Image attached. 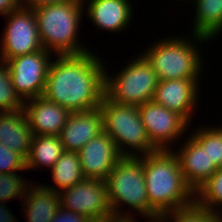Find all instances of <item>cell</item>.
<instances>
[{"label":"cell","instance_id":"1","mask_svg":"<svg viewBox=\"0 0 222 222\" xmlns=\"http://www.w3.org/2000/svg\"><path fill=\"white\" fill-rule=\"evenodd\" d=\"M89 49L83 54L56 55L49 66L42 96L70 113L98 108L105 95L106 63Z\"/></svg>","mask_w":222,"mask_h":222},{"label":"cell","instance_id":"2","mask_svg":"<svg viewBox=\"0 0 222 222\" xmlns=\"http://www.w3.org/2000/svg\"><path fill=\"white\" fill-rule=\"evenodd\" d=\"M145 186L150 206L161 216L195 202L173 150H157L143 155Z\"/></svg>","mask_w":222,"mask_h":222},{"label":"cell","instance_id":"3","mask_svg":"<svg viewBox=\"0 0 222 222\" xmlns=\"http://www.w3.org/2000/svg\"><path fill=\"white\" fill-rule=\"evenodd\" d=\"M172 36L157 38L156 42L153 40V43L148 44V48H144L145 51L139 54L151 65L160 81L195 79L201 85L199 81L204 72L205 62L199 48L211 41L193 33L190 37L185 35V38L183 34V37L175 34Z\"/></svg>","mask_w":222,"mask_h":222},{"label":"cell","instance_id":"4","mask_svg":"<svg viewBox=\"0 0 222 222\" xmlns=\"http://www.w3.org/2000/svg\"><path fill=\"white\" fill-rule=\"evenodd\" d=\"M105 181L108 201L114 217L129 218L137 222L138 220L134 217V212H136V217L139 213L148 220L147 222L159 220L160 215L150 206L147 197L143 155L139 157L122 156ZM124 207L133 209V212L124 210Z\"/></svg>","mask_w":222,"mask_h":222},{"label":"cell","instance_id":"5","mask_svg":"<svg viewBox=\"0 0 222 222\" xmlns=\"http://www.w3.org/2000/svg\"><path fill=\"white\" fill-rule=\"evenodd\" d=\"M33 10L45 50L54 56L77 55L90 51L78 38L85 15L82 1L46 4Z\"/></svg>","mask_w":222,"mask_h":222},{"label":"cell","instance_id":"6","mask_svg":"<svg viewBox=\"0 0 222 222\" xmlns=\"http://www.w3.org/2000/svg\"><path fill=\"white\" fill-rule=\"evenodd\" d=\"M99 109L103 131L113 139L122 156L139 157L157 151L149 140L138 106L119 104L104 95Z\"/></svg>","mask_w":222,"mask_h":222},{"label":"cell","instance_id":"7","mask_svg":"<svg viewBox=\"0 0 222 222\" xmlns=\"http://www.w3.org/2000/svg\"><path fill=\"white\" fill-rule=\"evenodd\" d=\"M105 69V95L119 104L139 106L152 101L159 79L140 54L123 65L114 75Z\"/></svg>","mask_w":222,"mask_h":222},{"label":"cell","instance_id":"8","mask_svg":"<svg viewBox=\"0 0 222 222\" xmlns=\"http://www.w3.org/2000/svg\"><path fill=\"white\" fill-rule=\"evenodd\" d=\"M0 41V60L43 50L34 10L24 6L9 12Z\"/></svg>","mask_w":222,"mask_h":222},{"label":"cell","instance_id":"9","mask_svg":"<svg viewBox=\"0 0 222 222\" xmlns=\"http://www.w3.org/2000/svg\"><path fill=\"white\" fill-rule=\"evenodd\" d=\"M59 195L61 207L82 214L93 222L114 217L108 201L106 181L84 178Z\"/></svg>","mask_w":222,"mask_h":222},{"label":"cell","instance_id":"10","mask_svg":"<svg viewBox=\"0 0 222 222\" xmlns=\"http://www.w3.org/2000/svg\"><path fill=\"white\" fill-rule=\"evenodd\" d=\"M52 57L43 49L7 61L12 85L24 102L43 95Z\"/></svg>","mask_w":222,"mask_h":222},{"label":"cell","instance_id":"11","mask_svg":"<svg viewBox=\"0 0 222 222\" xmlns=\"http://www.w3.org/2000/svg\"><path fill=\"white\" fill-rule=\"evenodd\" d=\"M138 107L149 140L157 150H173L172 145L180 142L190 128L191 124L181 115L153 100Z\"/></svg>","mask_w":222,"mask_h":222},{"label":"cell","instance_id":"12","mask_svg":"<svg viewBox=\"0 0 222 222\" xmlns=\"http://www.w3.org/2000/svg\"><path fill=\"white\" fill-rule=\"evenodd\" d=\"M199 89L200 84L195 79L159 80L153 101L175 111L190 124L198 110Z\"/></svg>","mask_w":222,"mask_h":222},{"label":"cell","instance_id":"13","mask_svg":"<svg viewBox=\"0 0 222 222\" xmlns=\"http://www.w3.org/2000/svg\"><path fill=\"white\" fill-rule=\"evenodd\" d=\"M78 155L84 178L103 181L122 157L113 139L104 131L84 145Z\"/></svg>","mask_w":222,"mask_h":222},{"label":"cell","instance_id":"14","mask_svg":"<svg viewBox=\"0 0 222 222\" xmlns=\"http://www.w3.org/2000/svg\"><path fill=\"white\" fill-rule=\"evenodd\" d=\"M86 13L96 28L107 32L126 31L133 19V4L130 0H82Z\"/></svg>","mask_w":222,"mask_h":222},{"label":"cell","instance_id":"15","mask_svg":"<svg viewBox=\"0 0 222 222\" xmlns=\"http://www.w3.org/2000/svg\"><path fill=\"white\" fill-rule=\"evenodd\" d=\"M182 142L179 143L181 146L176 147L178 149L173 147V151L177 155L185 182L196 193L218 168L210 161L206 149L191 136Z\"/></svg>","mask_w":222,"mask_h":222},{"label":"cell","instance_id":"16","mask_svg":"<svg viewBox=\"0 0 222 222\" xmlns=\"http://www.w3.org/2000/svg\"><path fill=\"white\" fill-rule=\"evenodd\" d=\"M103 132V117L98 108L71 113L59 137L67 152H79L91 139Z\"/></svg>","mask_w":222,"mask_h":222},{"label":"cell","instance_id":"17","mask_svg":"<svg viewBox=\"0 0 222 222\" xmlns=\"http://www.w3.org/2000/svg\"><path fill=\"white\" fill-rule=\"evenodd\" d=\"M24 110L33 135L59 136L71 114L61 105L43 96L26 101Z\"/></svg>","mask_w":222,"mask_h":222},{"label":"cell","instance_id":"18","mask_svg":"<svg viewBox=\"0 0 222 222\" xmlns=\"http://www.w3.org/2000/svg\"><path fill=\"white\" fill-rule=\"evenodd\" d=\"M33 133L26 112H0V143L27 158Z\"/></svg>","mask_w":222,"mask_h":222},{"label":"cell","instance_id":"19","mask_svg":"<svg viewBox=\"0 0 222 222\" xmlns=\"http://www.w3.org/2000/svg\"><path fill=\"white\" fill-rule=\"evenodd\" d=\"M35 183L27 188L21 201L24 218L27 222H51L61 207L60 195Z\"/></svg>","mask_w":222,"mask_h":222},{"label":"cell","instance_id":"20","mask_svg":"<svg viewBox=\"0 0 222 222\" xmlns=\"http://www.w3.org/2000/svg\"><path fill=\"white\" fill-rule=\"evenodd\" d=\"M194 5L191 33L217 40L222 32V0H181ZM185 1V2H184ZM222 34V33H221ZM217 37V39H216Z\"/></svg>","mask_w":222,"mask_h":222},{"label":"cell","instance_id":"21","mask_svg":"<svg viewBox=\"0 0 222 222\" xmlns=\"http://www.w3.org/2000/svg\"><path fill=\"white\" fill-rule=\"evenodd\" d=\"M65 152L59 136L33 135L30 152L26 158V170L51 167Z\"/></svg>","mask_w":222,"mask_h":222},{"label":"cell","instance_id":"22","mask_svg":"<svg viewBox=\"0 0 222 222\" xmlns=\"http://www.w3.org/2000/svg\"><path fill=\"white\" fill-rule=\"evenodd\" d=\"M49 172L54 186L47 185L45 182L44 185L42 183V186L57 193L76 185L84 179L77 152L65 151Z\"/></svg>","mask_w":222,"mask_h":222},{"label":"cell","instance_id":"23","mask_svg":"<svg viewBox=\"0 0 222 222\" xmlns=\"http://www.w3.org/2000/svg\"><path fill=\"white\" fill-rule=\"evenodd\" d=\"M203 126L193 129L190 136L203 148L206 149L210 161L219 169L222 168V124Z\"/></svg>","mask_w":222,"mask_h":222},{"label":"cell","instance_id":"24","mask_svg":"<svg viewBox=\"0 0 222 222\" xmlns=\"http://www.w3.org/2000/svg\"><path fill=\"white\" fill-rule=\"evenodd\" d=\"M195 202L211 212L222 214V168L217 169L195 193Z\"/></svg>","mask_w":222,"mask_h":222},{"label":"cell","instance_id":"25","mask_svg":"<svg viewBox=\"0 0 222 222\" xmlns=\"http://www.w3.org/2000/svg\"><path fill=\"white\" fill-rule=\"evenodd\" d=\"M222 222V214L211 212L196 202L160 216L157 222Z\"/></svg>","mask_w":222,"mask_h":222},{"label":"cell","instance_id":"26","mask_svg":"<svg viewBox=\"0 0 222 222\" xmlns=\"http://www.w3.org/2000/svg\"><path fill=\"white\" fill-rule=\"evenodd\" d=\"M25 102L12 85L8 63L0 60V112L22 111Z\"/></svg>","mask_w":222,"mask_h":222},{"label":"cell","instance_id":"27","mask_svg":"<svg viewBox=\"0 0 222 222\" xmlns=\"http://www.w3.org/2000/svg\"><path fill=\"white\" fill-rule=\"evenodd\" d=\"M22 173H3L0 174V203H7L12 199H24L27 188L33 181L23 180Z\"/></svg>","mask_w":222,"mask_h":222},{"label":"cell","instance_id":"28","mask_svg":"<svg viewBox=\"0 0 222 222\" xmlns=\"http://www.w3.org/2000/svg\"><path fill=\"white\" fill-rule=\"evenodd\" d=\"M26 170V159L16 151L0 143V174Z\"/></svg>","mask_w":222,"mask_h":222},{"label":"cell","instance_id":"29","mask_svg":"<svg viewBox=\"0 0 222 222\" xmlns=\"http://www.w3.org/2000/svg\"><path fill=\"white\" fill-rule=\"evenodd\" d=\"M51 222H93L91 219L83 216L79 213H74L70 210H66L60 207L59 211L53 217Z\"/></svg>","mask_w":222,"mask_h":222},{"label":"cell","instance_id":"30","mask_svg":"<svg viewBox=\"0 0 222 222\" xmlns=\"http://www.w3.org/2000/svg\"><path fill=\"white\" fill-rule=\"evenodd\" d=\"M20 6H22V0H0V16L3 17Z\"/></svg>","mask_w":222,"mask_h":222},{"label":"cell","instance_id":"31","mask_svg":"<svg viewBox=\"0 0 222 222\" xmlns=\"http://www.w3.org/2000/svg\"><path fill=\"white\" fill-rule=\"evenodd\" d=\"M70 1H82V0H22V6L35 9L39 6L54 3H64Z\"/></svg>","mask_w":222,"mask_h":222},{"label":"cell","instance_id":"32","mask_svg":"<svg viewBox=\"0 0 222 222\" xmlns=\"http://www.w3.org/2000/svg\"><path fill=\"white\" fill-rule=\"evenodd\" d=\"M5 204L7 203H0V222H17L18 218L16 219V216Z\"/></svg>","mask_w":222,"mask_h":222},{"label":"cell","instance_id":"33","mask_svg":"<svg viewBox=\"0 0 222 222\" xmlns=\"http://www.w3.org/2000/svg\"><path fill=\"white\" fill-rule=\"evenodd\" d=\"M95 222H135L129 218H120V217H113L111 219H106L102 221H95Z\"/></svg>","mask_w":222,"mask_h":222}]
</instances>
